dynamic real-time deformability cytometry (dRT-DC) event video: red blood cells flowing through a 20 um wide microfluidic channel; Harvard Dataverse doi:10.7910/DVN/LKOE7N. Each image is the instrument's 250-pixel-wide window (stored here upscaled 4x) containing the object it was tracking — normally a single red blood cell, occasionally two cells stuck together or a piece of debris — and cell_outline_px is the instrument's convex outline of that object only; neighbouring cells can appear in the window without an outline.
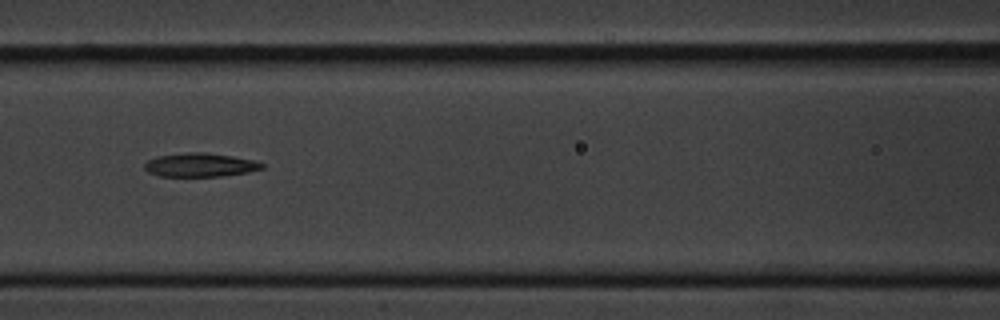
{"species": "common noctule bat (a hibernating species)", "species_latin": "Nyctalus noctula", "temperature_condition": "cold", "stored_images_in_passage": 9, "camera_frame_rate_fps": 3000, "um_per_image_px": 0.085, "animal": {"sex": "male", "body_mass_g": 20.1, "forearm_length_mm": 53.5}, "frame": {"image": 1, "passage_image": 4, "time_ms": 3.667, "image_size_px": [1000, 320], "cell_outline_px": [[264, 168], [248, 172], [220, 176], [160, 176], [148, 172], [144, 168], [144, 164], [148, 160], [156, 156], [188, 152], [208, 152], [256, 160], [264, 164]], "centroid_in_image_um": [17.02, 14.01], "position_along_channel_um": 149.6, "area_um2": 16.3}}
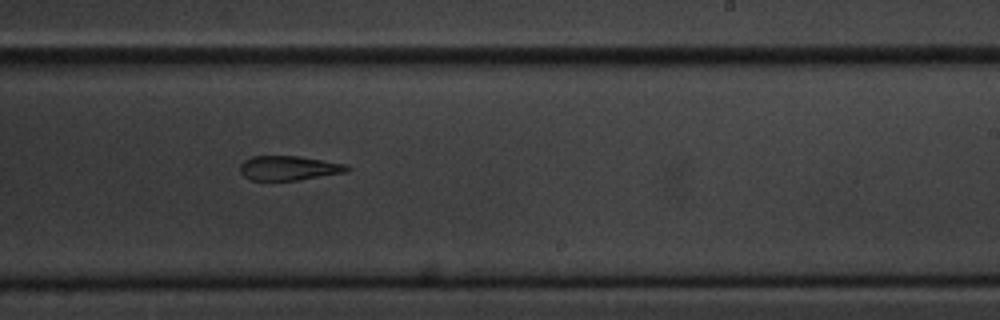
{"frame": {"image": 2, "passage_image": 7, "time_ms": 7.0, "image_size_px": [1000, 320], "cell_outline_px": [[352, 168], [348, 172], [296, 180], [252, 180], [244, 176], [240, 172], [240, 164], [244, 160], [252, 156], [300, 156], [348, 164]], "centroid_in_image_um": [24.59, 14.27], "position_along_channel_um": 264.4, "area_um2": 15.37}}
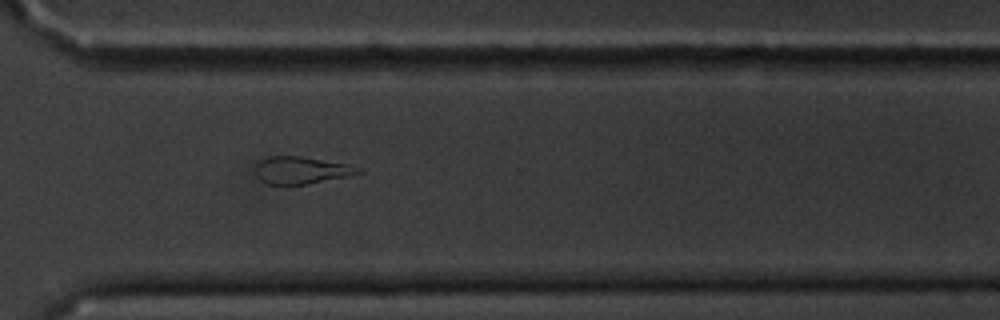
{"frame": {"image": 3, "passage_image": 9, "time_ms": 9.333, "image_size_px": [1000, 320], "cell_outline_px": [[364, 172], [348, 176], [308, 184], [268, 184], [260, 180], [256, 172], [256, 168], [264, 160], [272, 156], [300, 156], [348, 164]], "centroid_in_image_um": [25.64, 14.48], "position_along_channel_um": 345.0, "area_um2": 15.84}}